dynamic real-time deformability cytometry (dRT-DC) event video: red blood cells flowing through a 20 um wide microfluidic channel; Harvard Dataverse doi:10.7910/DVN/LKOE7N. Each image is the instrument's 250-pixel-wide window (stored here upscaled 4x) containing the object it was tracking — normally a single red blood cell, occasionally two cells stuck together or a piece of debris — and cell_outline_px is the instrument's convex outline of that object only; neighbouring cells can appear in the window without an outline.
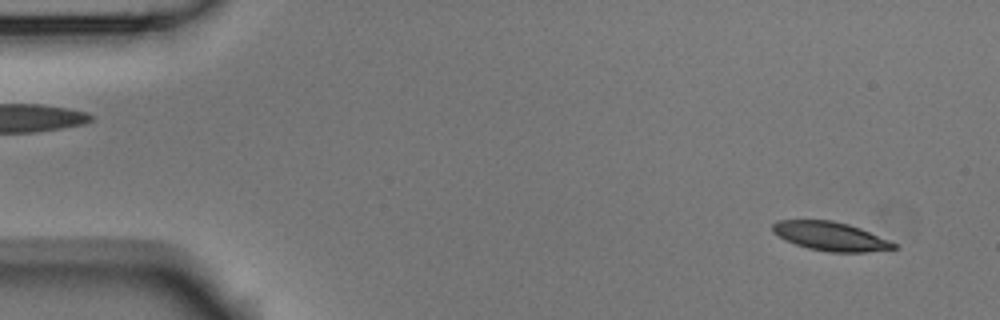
{"species": "Egyptian fruit bat (a non-hibernating species)", "species_latin": "Rousettus aegyptiacus", "temperature_condition": "room temperature", "stored_images_in_passage": 3, "segment_of_instrument_passage": [2, 2], "camera_frame_rate_fps": 3000, "um_per_image_px": 0.085, "animal": {"sex": "male"}, "frame": {"image": 1, "passage_image": 3, "time_ms": 0.667, "image_size_px": [1000, 320], "cell_outline_px": [[896, 248], [864, 252], [828, 252], [808, 248], [796, 244], [772, 232], [772, 224], [776, 220], [832, 220], [848, 224], [860, 228], [888, 240], [896, 244]], "centroid_in_image_um": [70.56, 20.07], "position_along_channel_um": 14.4, "area_um2": 20.06}}